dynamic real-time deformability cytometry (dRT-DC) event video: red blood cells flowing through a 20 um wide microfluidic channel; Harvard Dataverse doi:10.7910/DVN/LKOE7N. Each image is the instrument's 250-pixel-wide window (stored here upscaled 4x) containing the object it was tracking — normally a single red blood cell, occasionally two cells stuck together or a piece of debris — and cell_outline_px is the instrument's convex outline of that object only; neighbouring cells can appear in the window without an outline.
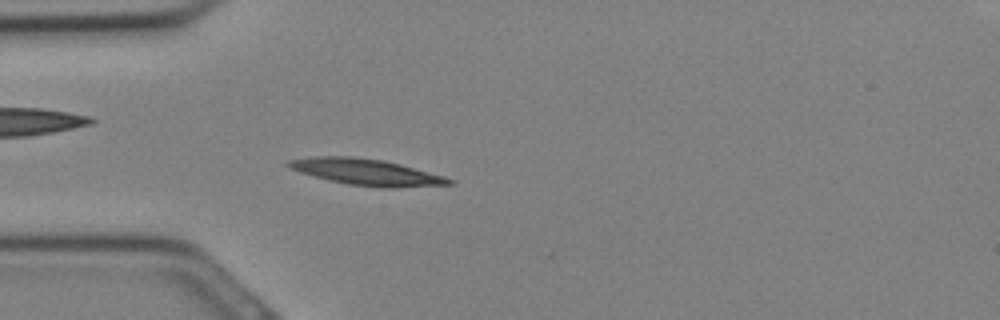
{"species": "Egyptian fruit bat (a non-hibernating species)", "species_latin": "Rousettus aegyptiacus", "temperature_condition": "cold", "stored_images_in_passage": 26, "camera_frame_rate_fps": 3000, "um_per_image_px": 0.085, "animal": {"sex": "female"}, "frame": {"image": 1, "passage_image": 7, "time_ms": 2.0, "image_size_px": [1000, 320], "cell_outline_px": [[456, 184], [392, 188], [388, 188], [348, 184], [300, 172], [284, 164], [288, 160], [312, 156], [352, 156], [380, 160], [400, 164], [444, 176], [456, 180]], "centroid_in_image_um": [31.19, 14.62], "position_along_channel_um": 53.8, "area_um2": 24.33}}
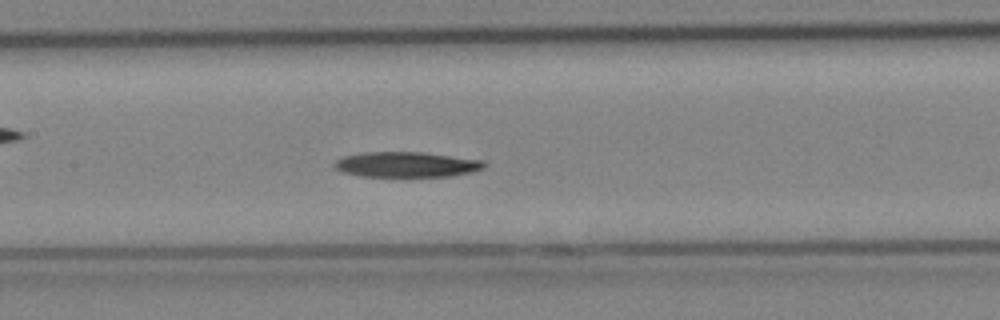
{"frame": {"image": 2, "passage_image": 13, "time_ms": 4.0, "image_size_px": [1000, 320], "cell_outline_px": [[488, 164], [484, 168], [468, 172], [448, 176], [360, 176], [344, 172], [336, 168], [332, 164], [336, 160], [344, 156], [364, 152], [424, 152], [484, 160]], "centroid_in_image_um": [34.56, 13.97], "position_along_channel_um": 172.8, "area_um2": 21.96}}
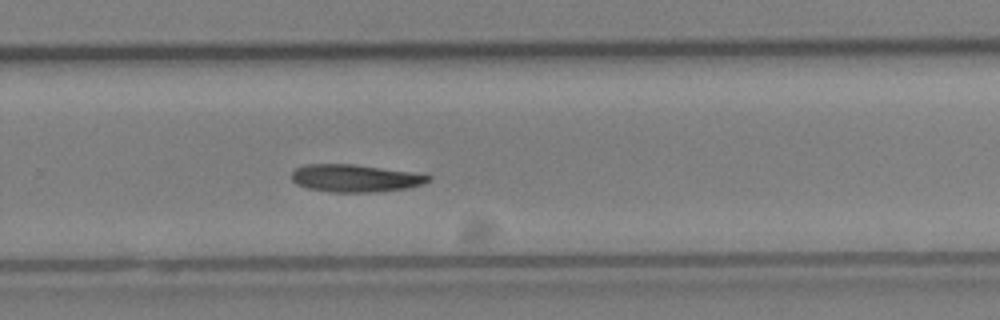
{"frame": {"image": 3, "passage_image": 19, "time_ms": 6.0, "image_size_px": [1000, 320], "cell_outline_px": [[432, 180], [408, 188], [376, 192], [332, 192], [308, 188], [296, 184], [292, 180], [292, 172], [296, 168], [304, 164], [352, 164], [408, 172], [432, 176]], "centroid_in_image_um": [30.14, 15.15], "position_along_channel_um": 299.7, "area_um2": 21.68}}